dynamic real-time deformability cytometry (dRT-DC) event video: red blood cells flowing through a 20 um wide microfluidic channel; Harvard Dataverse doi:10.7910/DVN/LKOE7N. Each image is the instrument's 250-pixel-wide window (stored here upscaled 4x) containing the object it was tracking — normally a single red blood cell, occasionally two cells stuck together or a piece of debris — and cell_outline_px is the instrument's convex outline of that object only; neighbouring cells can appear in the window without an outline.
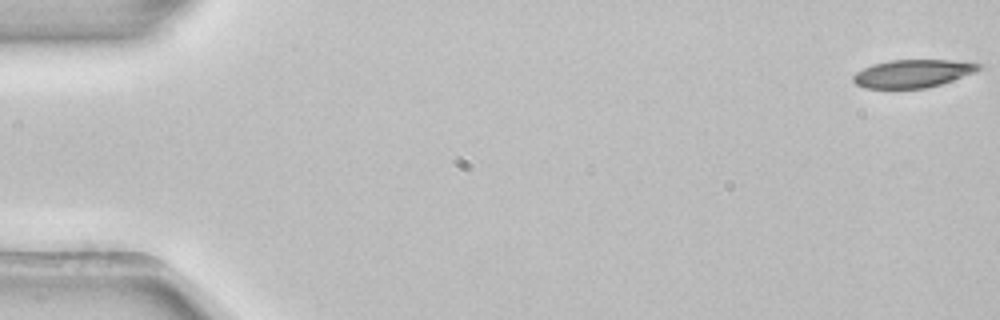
{"species": "common noctule bat (a hibernating species)", "species_latin": "Nyctalus noctula", "temperature_condition": "room temperature", "stored_images_in_passage": 5, "camera_frame_rate_fps": 3000, "um_per_image_px": 0.085, "animal": {"sex": "female", "body_mass_g": 22.7, "forearm_length_mm": 54.2}, "frame": {"image": 1, "passage_image": 1, "time_ms": 0.0, "image_size_px": [1000, 320], "cell_outline_px": [[984, 68], [976, 72], [940, 84], [924, 88], [864, 88], [856, 84], [852, 80], [852, 76], [856, 72], [872, 64], [888, 60], [948, 60], [984, 64]], "centroid_in_image_um": [77.59, 6.24], "position_along_channel_um": 7.4, "area_um2": 20.46}}
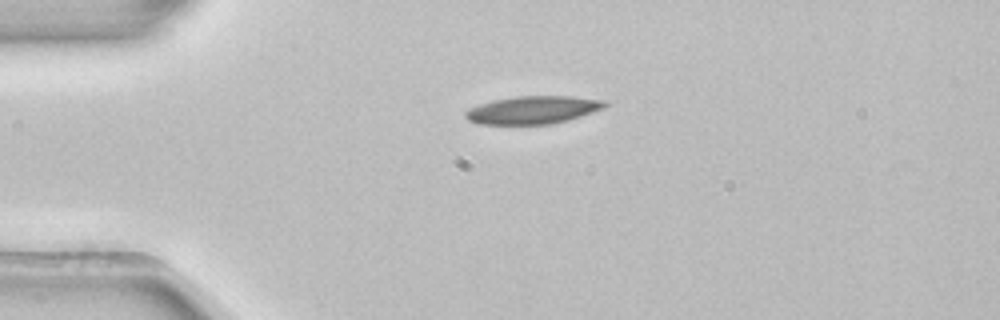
{"frame": {"image": 2, "passage_image": 4, "time_ms": 1.0, "image_size_px": [1000, 320], "cell_outline_px": [[608, 104], [604, 108], [568, 120], [552, 124], [476, 124], [468, 120], [464, 116], [464, 112], [468, 108], [480, 104], [496, 100], [516, 96], [572, 96], [604, 100]], "centroid_in_image_um": [45.28, 9.35], "position_along_channel_um": 39.7, "area_um2": 22.6}}
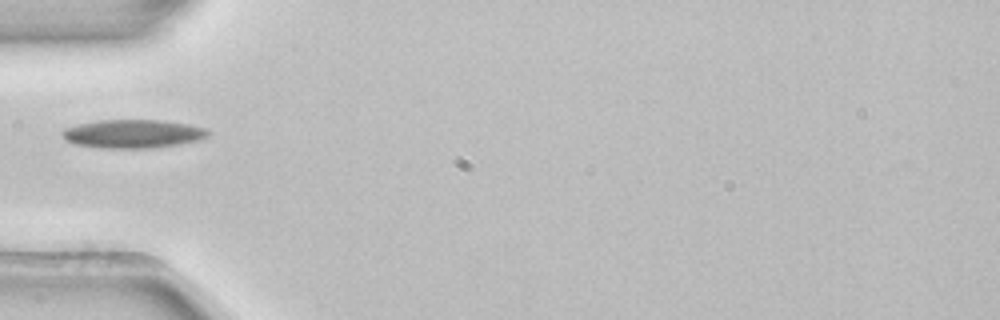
{"frame": {"image": 3, "passage_image": 5, "time_ms": 1.333, "image_size_px": [1000, 320], "cell_outline_px": [[212, 132], [208, 136], [200, 140], [152, 148], [100, 148], [76, 144], [68, 140], [60, 132], [64, 128], [80, 124], [100, 120], [160, 120], [188, 124], [208, 128]], "centroid_in_image_um": [11.36, 11.37], "position_along_channel_um": 73.6, "area_um2": 24.16}}